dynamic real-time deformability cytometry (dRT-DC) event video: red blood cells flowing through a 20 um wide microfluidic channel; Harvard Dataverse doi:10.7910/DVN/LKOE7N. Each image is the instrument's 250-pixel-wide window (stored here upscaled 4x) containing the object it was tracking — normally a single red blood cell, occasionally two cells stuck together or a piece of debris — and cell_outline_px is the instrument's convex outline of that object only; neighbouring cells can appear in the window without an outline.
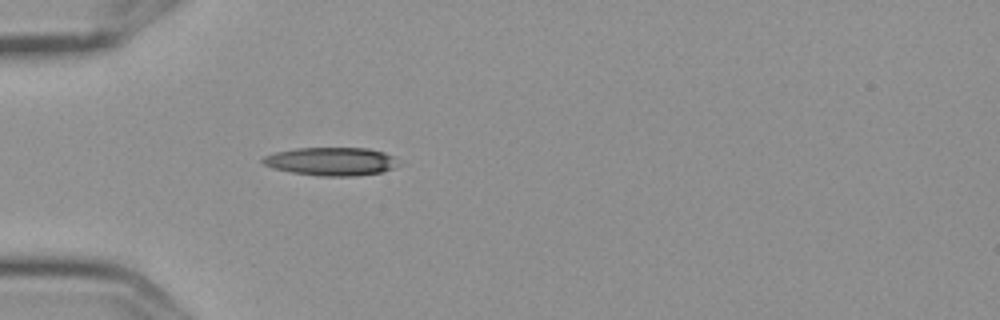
{"species": "Egyptian fruit bat (a non-hibernating species)", "species_latin": "Rousettus aegyptiacus", "temperature_condition": "cold", "stored_images_in_passage": 1, "camera_frame_rate_fps": 3000, "um_per_image_px": 0.085, "frame": {"image": 1, "passage_image": 1, "time_ms": 0.0, "image_size_px": [1000, 320], "cell_outline_px": [[392, 168], [380, 172], [352, 176], [320, 176], [292, 172], [276, 168], [264, 164], [260, 160], [264, 156], [276, 152], [296, 148], [368, 148], [384, 152], [392, 156]], "centroid_in_image_um": [28.07, 13.71], "position_along_channel_um": 56.9, "area_um2": 21.73}}